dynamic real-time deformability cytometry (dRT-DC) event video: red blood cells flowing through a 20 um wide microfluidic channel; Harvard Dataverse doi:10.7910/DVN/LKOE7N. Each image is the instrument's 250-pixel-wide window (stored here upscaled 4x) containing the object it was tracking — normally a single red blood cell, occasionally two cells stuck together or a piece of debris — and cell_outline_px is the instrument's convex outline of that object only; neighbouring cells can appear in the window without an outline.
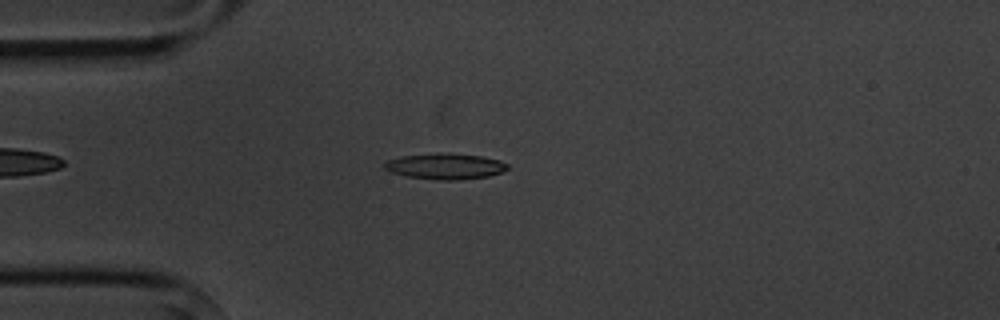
{"species": "common noctule bat (a hibernating species)", "species_latin": "Nyctalus noctula", "temperature_condition": "cold", "stored_images_in_passage": 4, "camera_frame_rate_fps": 3000, "um_per_image_px": 0.085, "animal": {"sex": "male", "body_mass_g": 20.1, "forearm_length_mm": 53.5}, "frame": {"image": 1, "passage_image": 4, "time_ms": 3.333, "image_size_px": [1000, 320], "cell_outline_px": [[508, 168], [500, 172], [488, 176], [456, 180], [440, 180], [404, 176], [392, 172], [384, 168], [384, 164], [388, 160], [404, 156], [440, 152], [448, 152], [480, 156], [500, 160], [508, 164]], "centroid_in_image_um": [37.84, 14.12], "position_along_channel_um": 47.2, "area_um2": 18.5}}